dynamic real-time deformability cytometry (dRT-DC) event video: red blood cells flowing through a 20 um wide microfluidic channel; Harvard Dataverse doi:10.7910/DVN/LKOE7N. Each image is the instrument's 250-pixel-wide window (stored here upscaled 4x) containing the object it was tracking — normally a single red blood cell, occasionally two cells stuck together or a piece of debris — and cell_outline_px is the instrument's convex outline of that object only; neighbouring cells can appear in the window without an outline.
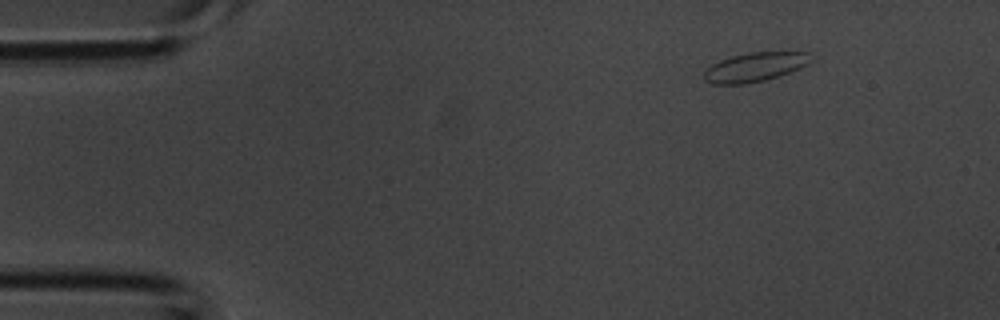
{"species": "common noctule bat (a hibernating species)", "species_latin": "Nyctalus noctula", "temperature_condition": "room temperature", "stored_images_in_passage": 4, "camera_frame_rate_fps": 3000, "um_per_image_px": 0.085, "animal": {"sex": "male", "body_mass_g": 20.1, "forearm_length_mm": 53.5}, "frame": {"image": 1, "passage_image": 1, "time_ms": 0.0, "image_size_px": [1000, 320], "cell_outline_px": [[812, 60], [808, 64], [780, 76], [764, 80], [744, 84], [712, 84], [704, 80], [704, 72], [712, 64], [720, 60], [732, 56], [748, 52], [812, 52]], "centroid_in_image_um": [64.19, 5.69], "position_along_channel_um": 20.8, "area_um2": 18.15}}
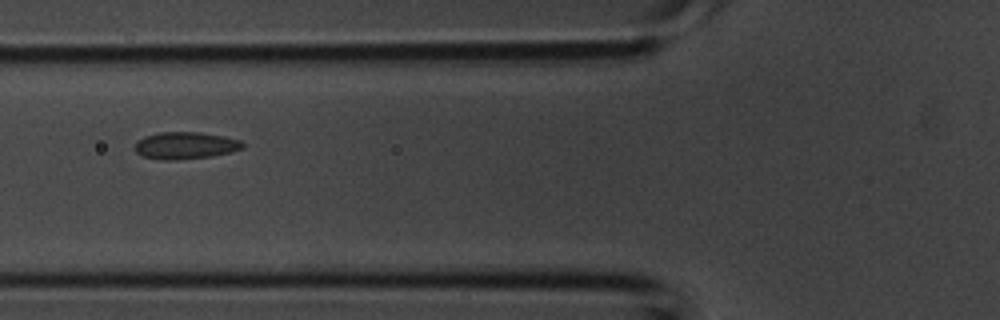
{"frame": {"image": 2, "passage_image": 4, "time_ms": 1.0, "image_size_px": [1000, 320], "cell_outline_px": [[244, 148], [212, 156], [176, 160], [160, 160], [140, 156], [136, 152], [136, 144], [144, 136], [160, 132], [200, 132], [224, 136], [240, 140], [244, 144]], "centroid_in_image_um": [15.75, 12.37], "position_along_channel_um": 110.0, "area_um2": 16.99}}